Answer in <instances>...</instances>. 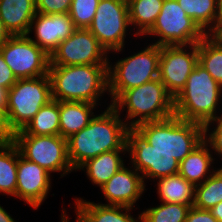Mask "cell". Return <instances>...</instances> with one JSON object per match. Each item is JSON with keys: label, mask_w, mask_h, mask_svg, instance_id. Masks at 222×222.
<instances>
[{"label": "cell", "mask_w": 222, "mask_h": 222, "mask_svg": "<svg viewBox=\"0 0 222 222\" xmlns=\"http://www.w3.org/2000/svg\"><path fill=\"white\" fill-rule=\"evenodd\" d=\"M87 29L112 56L125 52L128 35L138 39L132 34L128 2L123 0H100L95 17Z\"/></svg>", "instance_id": "ba28073f"}, {"label": "cell", "mask_w": 222, "mask_h": 222, "mask_svg": "<svg viewBox=\"0 0 222 222\" xmlns=\"http://www.w3.org/2000/svg\"><path fill=\"white\" fill-rule=\"evenodd\" d=\"M163 2L164 0H130L128 2L130 26L133 27V34L139 40L154 25Z\"/></svg>", "instance_id": "cb8c5ba5"}, {"label": "cell", "mask_w": 222, "mask_h": 222, "mask_svg": "<svg viewBox=\"0 0 222 222\" xmlns=\"http://www.w3.org/2000/svg\"><path fill=\"white\" fill-rule=\"evenodd\" d=\"M10 37L9 33L6 31L3 22L0 18V47L7 41Z\"/></svg>", "instance_id": "ab89813d"}, {"label": "cell", "mask_w": 222, "mask_h": 222, "mask_svg": "<svg viewBox=\"0 0 222 222\" xmlns=\"http://www.w3.org/2000/svg\"><path fill=\"white\" fill-rule=\"evenodd\" d=\"M198 64V43L160 46L159 79L175 98L185 87Z\"/></svg>", "instance_id": "4fadbf2b"}, {"label": "cell", "mask_w": 222, "mask_h": 222, "mask_svg": "<svg viewBox=\"0 0 222 222\" xmlns=\"http://www.w3.org/2000/svg\"><path fill=\"white\" fill-rule=\"evenodd\" d=\"M203 183L195 186L194 207L210 210L222 201V164Z\"/></svg>", "instance_id": "83f0119b"}, {"label": "cell", "mask_w": 222, "mask_h": 222, "mask_svg": "<svg viewBox=\"0 0 222 222\" xmlns=\"http://www.w3.org/2000/svg\"><path fill=\"white\" fill-rule=\"evenodd\" d=\"M74 201L75 222H143L141 212L136 214L138 217L131 215L136 208L103 205L82 197L74 198ZM66 209L63 205L59 222H70V214Z\"/></svg>", "instance_id": "ac0fdd59"}, {"label": "cell", "mask_w": 222, "mask_h": 222, "mask_svg": "<svg viewBox=\"0 0 222 222\" xmlns=\"http://www.w3.org/2000/svg\"><path fill=\"white\" fill-rule=\"evenodd\" d=\"M52 99L101 105L108 93V64L49 65ZM101 101V102H100Z\"/></svg>", "instance_id": "7a4b0ae2"}, {"label": "cell", "mask_w": 222, "mask_h": 222, "mask_svg": "<svg viewBox=\"0 0 222 222\" xmlns=\"http://www.w3.org/2000/svg\"><path fill=\"white\" fill-rule=\"evenodd\" d=\"M206 35L197 23L186 15L176 0H164L160 14L143 39L154 37L149 41L158 46L190 45L198 43Z\"/></svg>", "instance_id": "9c48e42d"}, {"label": "cell", "mask_w": 222, "mask_h": 222, "mask_svg": "<svg viewBox=\"0 0 222 222\" xmlns=\"http://www.w3.org/2000/svg\"><path fill=\"white\" fill-rule=\"evenodd\" d=\"M129 129L174 115V98L159 78L123 91L111 104ZM125 111V113H123Z\"/></svg>", "instance_id": "3957f363"}, {"label": "cell", "mask_w": 222, "mask_h": 222, "mask_svg": "<svg viewBox=\"0 0 222 222\" xmlns=\"http://www.w3.org/2000/svg\"><path fill=\"white\" fill-rule=\"evenodd\" d=\"M221 109L222 86L197 64L184 89L174 98V115L204 126L216 120Z\"/></svg>", "instance_id": "277c9868"}, {"label": "cell", "mask_w": 222, "mask_h": 222, "mask_svg": "<svg viewBox=\"0 0 222 222\" xmlns=\"http://www.w3.org/2000/svg\"><path fill=\"white\" fill-rule=\"evenodd\" d=\"M216 120L222 125V109L218 114V117L216 118Z\"/></svg>", "instance_id": "7bdbcfd3"}, {"label": "cell", "mask_w": 222, "mask_h": 222, "mask_svg": "<svg viewBox=\"0 0 222 222\" xmlns=\"http://www.w3.org/2000/svg\"><path fill=\"white\" fill-rule=\"evenodd\" d=\"M0 222H16L15 218L0 204Z\"/></svg>", "instance_id": "74e56055"}, {"label": "cell", "mask_w": 222, "mask_h": 222, "mask_svg": "<svg viewBox=\"0 0 222 222\" xmlns=\"http://www.w3.org/2000/svg\"><path fill=\"white\" fill-rule=\"evenodd\" d=\"M124 165L99 189L105 198L103 205L137 208L139 199L147 191L143 176L133 167ZM138 201V202H137Z\"/></svg>", "instance_id": "2e32d148"}, {"label": "cell", "mask_w": 222, "mask_h": 222, "mask_svg": "<svg viewBox=\"0 0 222 222\" xmlns=\"http://www.w3.org/2000/svg\"><path fill=\"white\" fill-rule=\"evenodd\" d=\"M97 109L98 105L88 102L59 101L60 135L67 139L79 132L89 124Z\"/></svg>", "instance_id": "7402d4cb"}, {"label": "cell", "mask_w": 222, "mask_h": 222, "mask_svg": "<svg viewBox=\"0 0 222 222\" xmlns=\"http://www.w3.org/2000/svg\"><path fill=\"white\" fill-rule=\"evenodd\" d=\"M186 15L208 35L217 25L219 0H176Z\"/></svg>", "instance_id": "4316f807"}, {"label": "cell", "mask_w": 222, "mask_h": 222, "mask_svg": "<svg viewBox=\"0 0 222 222\" xmlns=\"http://www.w3.org/2000/svg\"><path fill=\"white\" fill-rule=\"evenodd\" d=\"M17 146L11 140L0 143V195L16 198Z\"/></svg>", "instance_id": "484cf974"}, {"label": "cell", "mask_w": 222, "mask_h": 222, "mask_svg": "<svg viewBox=\"0 0 222 222\" xmlns=\"http://www.w3.org/2000/svg\"><path fill=\"white\" fill-rule=\"evenodd\" d=\"M16 76L13 74L11 68L6 64L0 50V86L10 89L16 82Z\"/></svg>", "instance_id": "e575fe53"}, {"label": "cell", "mask_w": 222, "mask_h": 222, "mask_svg": "<svg viewBox=\"0 0 222 222\" xmlns=\"http://www.w3.org/2000/svg\"><path fill=\"white\" fill-rule=\"evenodd\" d=\"M0 50L17 79L48 75L50 56L27 35L10 36Z\"/></svg>", "instance_id": "7c38bea8"}, {"label": "cell", "mask_w": 222, "mask_h": 222, "mask_svg": "<svg viewBox=\"0 0 222 222\" xmlns=\"http://www.w3.org/2000/svg\"><path fill=\"white\" fill-rule=\"evenodd\" d=\"M126 145L129 165L143 176L144 182L178 174L180 162L169 153L156 152L134 129L128 130Z\"/></svg>", "instance_id": "8fae6325"}, {"label": "cell", "mask_w": 222, "mask_h": 222, "mask_svg": "<svg viewBox=\"0 0 222 222\" xmlns=\"http://www.w3.org/2000/svg\"><path fill=\"white\" fill-rule=\"evenodd\" d=\"M159 202L194 205L195 185L184 179L179 173L154 181Z\"/></svg>", "instance_id": "603a6c76"}, {"label": "cell", "mask_w": 222, "mask_h": 222, "mask_svg": "<svg viewBox=\"0 0 222 222\" xmlns=\"http://www.w3.org/2000/svg\"><path fill=\"white\" fill-rule=\"evenodd\" d=\"M72 0H36V13L45 15L69 13Z\"/></svg>", "instance_id": "d6a6232c"}, {"label": "cell", "mask_w": 222, "mask_h": 222, "mask_svg": "<svg viewBox=\"0 0 222 222\" xmlns=\"http://www.w3.org/2000/svg\"><path fill=\"white\" fill-rule=\"evenodd\" d=\"M109 57L111 55L88 29L77 28L52 52L50 65L108 64Z\"/></svg>", "instance_id": "5bb4252c"}, {"label": "cell", "mask_w": 222, "mask_h": 222, "mask_svg": "<svg viewBox=\"0 0 222 222\" xmlns=\"http://www.w3.org/2000/svg\"><path fill=\"white\" fill-rule=\"evenodd\" d=\"M185 222H219L209 210H203L194 206L187 212Z\"/></svg>", "instance_id": "836d02e7"}, {"label": "cell", "mask_w": 222, "mask_h": 222, "mask_svg": "<svg viewBox=\"0 0 222 222\" xmlns=\"http://www.w3.org/2000/svg\"><path fill=\"white\" fill-rule=\"evenodd\" d=\"M52 100L49 75L18 79L8 91L4 127L9 136L23 130L40 108Z\"/></svg>", "instance_id": "52a82bcc"}, {"label": "cell", "mask_w": 222, "mask_h": 222, "mask_svg": "<svg viewBox=\"0 0 222 222\" xmlns=\"http://www.w3.org/2000/svg\"><path fill=\"white\" fill-rule=\"evenodd\" d=\"M203 140L209 145L212 153L216 157V161H219V163L221 164L222 163V160H221L222 159V125L217 120L208 122L203 126Z\"/></svg>", "instance_id": "1f68e13d"}, {"label": "cell", "mask_w": 222, "mask_h": 222, "mask_svg": "<svg viewBox=\"0 0 222 222\" xmlns=\"http://www.w3.org/2000/svg\"><path fill=\"white\" fill-rule=\"evenodd\" d=\"M104 110H98L89 124L67 138L68 158L73 170L101 153L127 150L128 126L108 101ZM100 111V112H99Z\"/></svg>", "instance_id": "6da1fadb"}, {"label": "cell", "mask_w": 222, "mask_h": 222, "mask_svg": "<svg viewBox=\"0 0 222 222\" xmlns=\"http://www.w3.org/2000/svg\"><path fill=\"white\" fill-rule=\"evenodd\" d=\"M208 35L222 47V21H217L216 27Z\"/></svg>", "instance_id": "8d00e7d4"}, {"label": "cell", "mask_w": 222, "mask_h": 222, "mask_svg": "<svg viewBox=\"0 0 222 222\" xmlns=\"http://www.w3.org/2000/svg\"><path fill=\"white\" fill-rule=\"evenodd\" d=\"M209 145L203 140L179 164V174L195 186L203 183L219 167ZM217 164L215 167L214 165Z\"/></svg>", "instance_id": "ffe728a7"}, {"label": "cell", "mask_w": 222, "mask_h": 222, "mask_svg": "<svg viewBox=\"0 0 222 222\" xmlns=\"http://www.w3.org/2000/svg\"><path fill=\"white\" fill-rule=\"evenodd\" d=\"M9 139H10V136L5 130L3 119L0 117V143Z\"/></svg>", "instance_id": "60d3db41"}, {"label": "cell", "mask_w": 222, "mask_h": 222, "mask_svg": "<svg viewBox=\"0 0 222 222\" xmlns=\"http://www.w3.org/2000/svg\"><path fill=\"white\" fill-rule=\"evenodd\" d=\"M209 211L219 222H222V201L216 204Z\"/></svg>", "instance_id": "f35d334b"}, {"label": "cell", "mask_w": 222, "mask_h": 222, "mask_svg": "<svg viewBox=\"0 0 222 222\" xmlns=\"http://www.w3.org/2000/svg\"><path fill=\"white\" fill-rule=\"evenodd\" d=\"M76 29L68 13L50 15L36 13L27 36L50 56Z\"/></svg>", "instance_id": "e0dca14e"}, {"label": "cell", "mask_w": 222, "mask_h": 222, "mask_svg": "<svg viewBox=\"0 0 222 222\" xmlns=\"http://www.w3.org/2000/svg\"><path fill=\"white\" fill-rule=\"evenodd\" d=\"M156 152L169 153L181 162L203 141V125L173 115L146 122L134 129Z\"/></svg>", "instance_id": "5b68a950"}, {"label": "cell", "mask_w": 222, "mask_h": 222, "mask_svg": "<svg viewBox=\"0 0 222 222\" xmlns=\"http://www.w3.org/2000/svg\"><path fill=\"white\" fill-rule=\"evenodd\" d=\"M100 0H72L69 15L76 28L87 29L95 17Z\"/></svg>", "instance_id": "4dcf8cb0"}, {"label": "cell", "mask_w": 222, "mask_h": 222, "mask_svg": "<svg viewBox=\"0 0 222 222\" xmlns=\"http://www.w3.org/2000/svg\"><path fill=\"white\" fill-rule=\"evenodd\" d=\"M146 46V47H145ZM145 46L129 56L108 61V93L112 103L123 91L159 78L160 46L145 43ZM120 57V58H119Z\"/></svg>", "instance_id": "8992f818"}, {"label": "cell", "mask_w": 222, "mask_h": 222, "mask_svg": "<svg viewBox=\"0 0 222 222\" xmlns=\"http://www.w3.org/2000/svg\"><path fill=\"white\" fill-rule=\"evenodd\" d=\"M126 154V155H125ZM127 158V150H113L101 153L84 164L77 171H83L87 175L93 186L101 187L105 184L116 172L126 165L124 158Z\"/></svg>", "instance_id": "44dd1931"}, {"label": "cell", "mask_w": 222, "mask_h": 222, "mask_svg": "<svg viewBox=\"0 0 222 222\" xmlns=\"http://www.w3.org/2000/svg\"><path fill=\"white\" fill-rule=\"evenodd\" d=\"M198 64L222 86V47L209 35L198 42Z\"/></svg>", "instance_id": "f1b7e54d"}, {"label": "cell", "mask_w": 222, "mask_h": 222, "mask_svg": "<svg viewBox=\"0 0 222 222\" xmlns=\"http://www.w3.org/2000/svg\"><path fill=\"white\" fill-rule=\"evenodd\" d=\"M217 21H222V0H219V16Z\"/></svg>", "instance_id": "b9f144b4"}, {"label": "cell", "mask_w": 222, "mask_h": 222, "mask_svg": "<svg viewBox=\"0 0 222 222\" xmlns=\"http://www.w3.org/2000/svg\"><path fill=\"white\" fill-rule=\"evenodd\" d=\"M52 176L43 167L25 159L17 148L16 198L33 210L39 209L52 190Z\"/></svg>", "instance_id": "9a60e30c"}, {"label": "cell", "mask_w": 222, "mask_h": 222, "mask_svg": "<svg viewBox=\"0 0 222 222\" xmlns=\"http://www.w3.org/2000/svg\"><path fill=\"white\" fill-rule=\"evenodd\" d=\"M9 89L0 86V117L4 120L6 116Z\"/></svg>", "instance_id": "d590c367"}, {"label": "cell", "mask_w": 222, "mask_h": 222, "mask_svg": "<svg viewBox=\"0 0 222 222\" xmlns=\"http://www.w3.org/2000/svg\"><path fill=\"white\" fill-rule=\"evenodd\" d=\"M36 16V0H0V18L10 36H26Z\"/></svg>", "instance_id": "d6986e66"}, {"label": "cell", "mask_w": 222, "mask_h": 222, "mask_svg": "<svg viewBox=\"0 0 222 222\" xmlns=\"http://www.w3.org/2000/svg\"><path fill=\"white\" fill-rule=\"evenodd\" d=\"M20 154L60 178L75 172L68 158L67 139L61 135H12Z\"/></svg>", "instance_id": "30bf717a"}, {"label": "cell", "mask_w": 222, "mask_h": 222, "mask_svg": "<svg viewBox=\"0 0 222 222\" xmlns=\"http://www.w3.org/2000/svg\"><path fill=\"white\" fill-rule=\"evenodd\" d=\"M159 204L141 211L143 222H185L189 205L167 202Z\"/></svg>", "instance_id": "f546056e"}, {"label": "cell", "mask_w": 222, "mask_h": 222, "mask_svg": "<svg viewBox=\"0 0 222 222\" xmlns=\"http://www.w3.org/2000/svg\"><path fill=\"white\" fill-rule=\"evenodd\" d=\"M13 135H60L59 101L52 99L43 105L25 128Z\"/></svg>", "instance_id": "d4e9b609"}]
</instances>
